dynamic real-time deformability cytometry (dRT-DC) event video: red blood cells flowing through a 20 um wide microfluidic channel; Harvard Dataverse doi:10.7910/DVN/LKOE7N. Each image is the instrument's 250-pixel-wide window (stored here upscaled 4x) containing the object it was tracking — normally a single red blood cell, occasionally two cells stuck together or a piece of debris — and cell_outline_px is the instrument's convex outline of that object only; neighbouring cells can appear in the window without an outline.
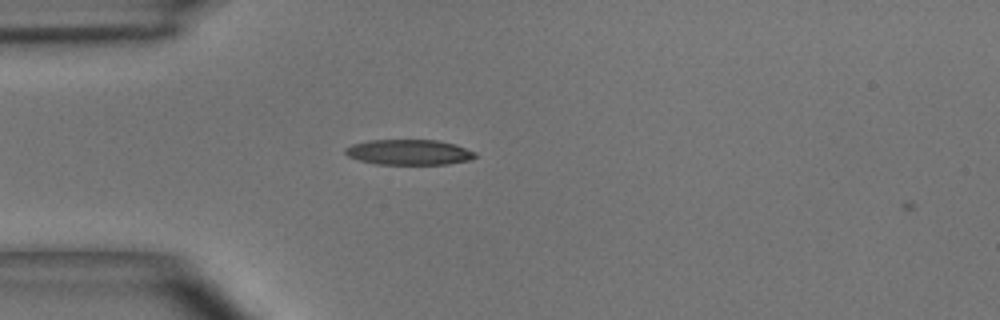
{"species": "common noctule bat (a hibernating species)", "species_latin": "Nyctalus noctula", "temperature_condition": "room temperature", "stored_images_in_passage": 3, "camera_frame_rate_fps": 3000, "um_per_image_px": 0.085, "animal": {"sex": "male", "body_mass_g": 15.6}, "frame": {"image": 1, "passage_image": 2, "time_ms": 0.333, "image_size_px": [1000, 320], "cell_outline_px": [[476, 156], [472, 160], [448, 164], [376, 164], [360, 160], [348, 156], [344, 152], [344, 148], [352, 144], [368, 140], [436, 140], [456, 144], [476, 152]], "centroid_in_image_um": [34.78, 12.93], "position_along_channel_um": 50.2, "area_um2": 19.31}}